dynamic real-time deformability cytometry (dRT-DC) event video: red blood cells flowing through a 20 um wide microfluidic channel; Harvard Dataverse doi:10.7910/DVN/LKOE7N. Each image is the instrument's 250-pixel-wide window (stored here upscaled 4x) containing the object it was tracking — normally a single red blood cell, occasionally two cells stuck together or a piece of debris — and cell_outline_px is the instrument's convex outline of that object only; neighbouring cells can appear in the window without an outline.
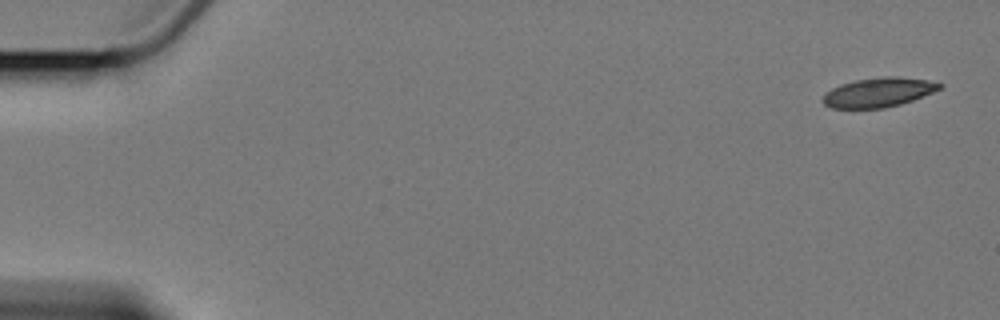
{"species": "Egyptian fruit bat (a non-hibernating species)", "species_latin": "Rousettus aegyptiacus", "temperature_condition": "cold", "stored_images_in_passage": 7, "camera_frame_rate_fps": 3000, "um_per_image_px": 0.085, "animal": {"sex": "female"}, "frame": {"image": 1, "passage_image": 1, "time_ms": 0.0, "image_size_px": [1000, 320], "cell_outline_px": [[944, 84], [940, 88], [932, 92], [912, 100], [900, 104], [884, 108], [832, 108], [824, 104], [820, 100], [832, 88], [840, 84], [856, 80], [884, 76], [896, 76], [928, 80]], "centroid_in_image_um": [74.66, 7.85], "position_along_channel_um": 10.3, "area_um2": 19.83}}
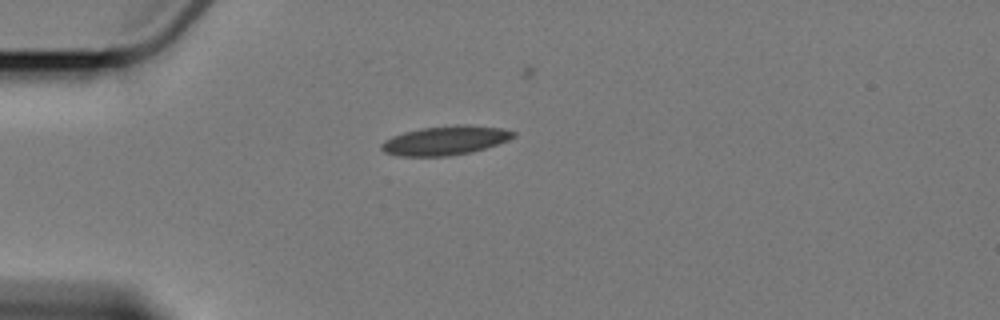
{"frame": {"image": 2, "passage_image": 5, "time_ms": 4.667, "image_size_px": [1000, 320], "cell_outline_px": [[516, 136], [508, 140], [472, 152], [448, 156], [400, 156], [384, 152], [380, 148], [380, 144], [384, 140], [392, 136], [404, 132], [420, 128], [456, 124], [468, 124], [500, 128], [516, 132]], "centroid_in_image_um": [37.83, 11.93], "position_along_channel_um": 47.2, "area_um2": 22.48}}